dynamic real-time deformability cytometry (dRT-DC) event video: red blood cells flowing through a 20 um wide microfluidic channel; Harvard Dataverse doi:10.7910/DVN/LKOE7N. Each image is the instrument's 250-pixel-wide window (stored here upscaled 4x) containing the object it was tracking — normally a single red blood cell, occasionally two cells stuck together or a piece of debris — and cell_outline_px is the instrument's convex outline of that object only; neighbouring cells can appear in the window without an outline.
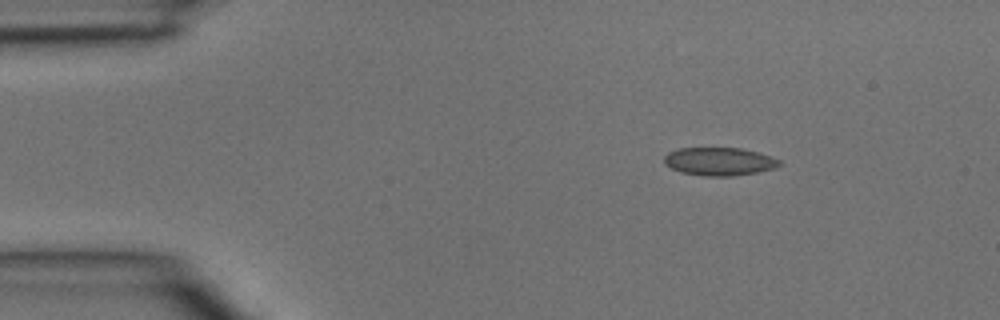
{"species": "common noctule bat (a hibernating species)", "species_latin": "Nyctalus noctula", "temperature_condition": "room temperature", "stored_images_in_passage": 3, "camera_frame_rate_fps": 3000, "um_per_image_px": 0.085, "animal": {"sex": "male", "body_mass_g": 15.6}, "frame": {"image": 1, "passage_image": 1, "time_ms": 0.0, "image_size_px": [1000, 320], "cell_outline_px": [[784, 164], [776, 168], [756, 172], [732, 176], [704, 176], [680, 172], [664, 164], [664, 156], [668, 152], [680, 148], [740, 148], [756, 152], [780, 160]], "centroid_in_image_um": [61.13, 13.73], "position_along_channel_um": 23.9, "area_um2": 18.84}}
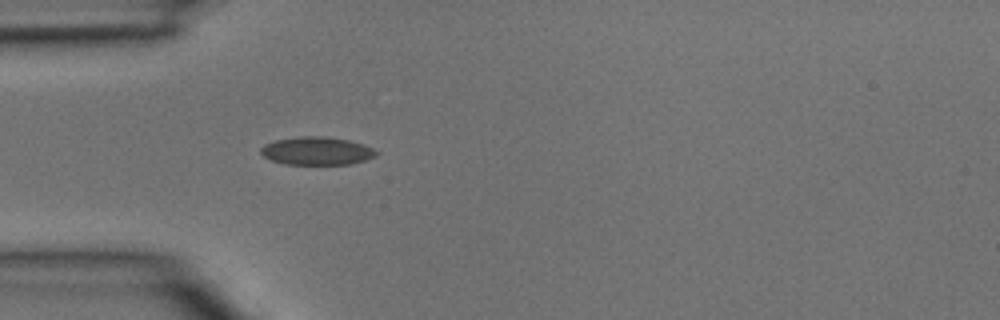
{"frame": {"image": 2, "passage_image": 3, "time_ms": 0.667, "image_size_px": [1000, 320], "cell_outline_px": [[380, 152], [376, 156], [352, 164], [284, 164], [272, 160], [264, 156], [260, 152], [260, 148], [264, 144], [276, 140], [300, 136], [324, 136], [348, 140], [364, 144]], "centroid_in_image_um": [26.94, 12.82], "position_along_channel_um": 58.1, "area_um2": 18.9}}